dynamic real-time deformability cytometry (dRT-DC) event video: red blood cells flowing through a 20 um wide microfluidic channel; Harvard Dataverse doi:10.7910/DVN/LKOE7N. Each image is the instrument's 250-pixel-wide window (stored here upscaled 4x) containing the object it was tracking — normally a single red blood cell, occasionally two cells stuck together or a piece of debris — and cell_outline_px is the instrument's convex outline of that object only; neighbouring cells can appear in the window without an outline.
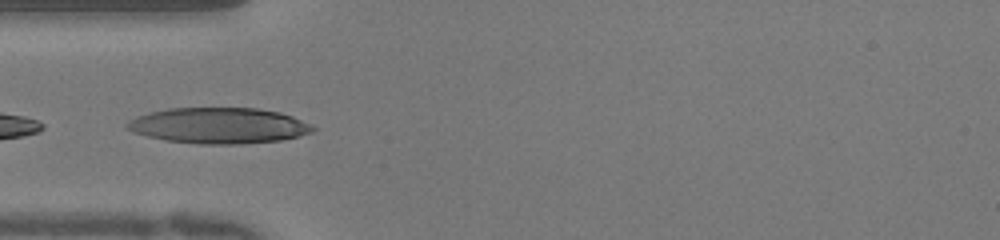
{"species": "human", "species_latin": "Homo sapiens", "temperature_condition": "warm", "stored_images_in_passage": 6, "camera_frame_rate_fps": 3000, "um_per_image_px": 0.085, "donor": {"sex": "female"}, "frame": {"image": 1, "passage_image": 3, "time_ms": 0.667, "image_size_px": [1000, 240], "cell_outline_px": [[316, 128], [312, 132], [300, 136], [280, 140], [240, 144], [200, 144], [164, 140], [132, 132], [124, 128], [124, 124], [128, 120], [136, 116], [148, 112], [168, 108], [256, 108], [280, 112], [292, 116]], "centroid_in_image_um": [18.53, 10.67], "position_along_channel_um": 66.5, "area_um2": 38.96}}